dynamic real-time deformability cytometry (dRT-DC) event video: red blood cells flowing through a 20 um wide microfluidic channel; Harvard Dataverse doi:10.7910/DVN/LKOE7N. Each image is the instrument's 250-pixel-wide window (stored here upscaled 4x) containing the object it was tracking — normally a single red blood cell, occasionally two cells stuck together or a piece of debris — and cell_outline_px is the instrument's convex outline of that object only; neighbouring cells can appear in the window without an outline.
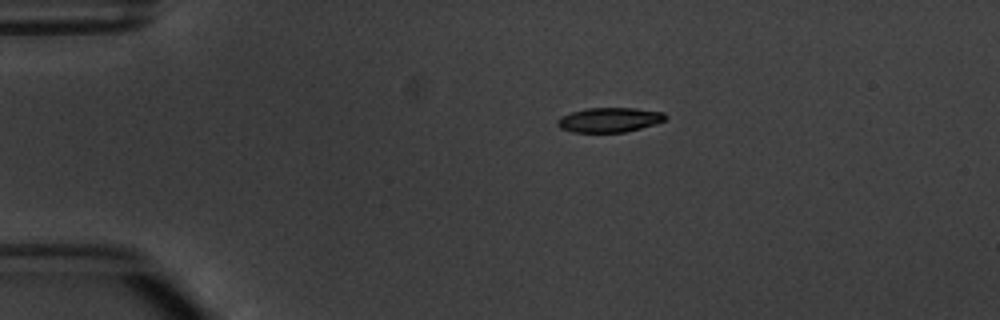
{"species": "common noctule bat (a hibernating species)", "species_latin": "Nyctalus noctula", "temperature_condition": "warm", "stored_images_in_passage": 4, "camera_frame_rate_fps": 3000, "um_per_image_px": 0.085, "animal": {"sex": "male", "body_mass_g": 20.1, "forearm_length_mm": 53.5}, "frame": {"image": 1, "passage_image": 1, "time_ms": 0.0, "image_size_px": [1000, 320], "cell_outline_px": [[668, 116], [664, 120], [640, 128], [624, 132], [572, 132], [560, 128], [556, 124], [556, 120], [560, 116], [572, 112], [588, 108], [636, 108], [664, 112]], "centroid_in_image_um": [51.76, 10.18], "position_along_channel_um": 33.2, "area_um2": 15.43}}